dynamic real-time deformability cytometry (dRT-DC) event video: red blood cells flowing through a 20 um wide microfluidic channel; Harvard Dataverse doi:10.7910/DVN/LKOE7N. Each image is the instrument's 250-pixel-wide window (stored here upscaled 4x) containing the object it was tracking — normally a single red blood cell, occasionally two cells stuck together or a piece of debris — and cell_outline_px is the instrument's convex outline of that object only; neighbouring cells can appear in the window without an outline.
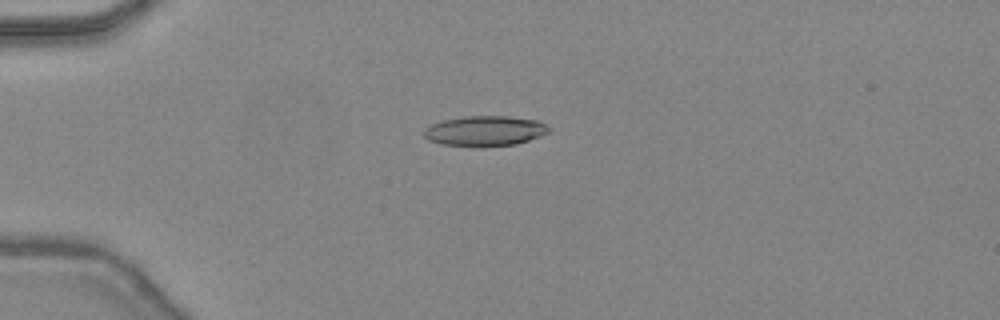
{"species": "common noctule bat (a hibernating species)", "species_latin": "Nyctalus noctula", "temperature_condition": "warm", "stored_images_in_passage": 41, "camera_frame_rate_fps": 3000, "um_per_image_px": 0.085, "animal": {"sex": "female", "body_mass_g": 24.6, "forearm_length_mm": 56.2}, "frame": {"image": 1, "passage_image": 7, "time_ms": 2.0, "image_size_px": [1000, 320], "cell_outline_px": [[552, 128], [548, 132], [540, 136], [516, 144], [480, 148], [476, 148], [440, 144], [428, 140], [424, 136], [424, 128], [432, 124], [444, 120], [464, 116], [508, 116], [540, 120]], "centroid_in_image_um": [41.23, 11.14], "position_along_channel_um": 43.8, "area_um2": 22.48}}
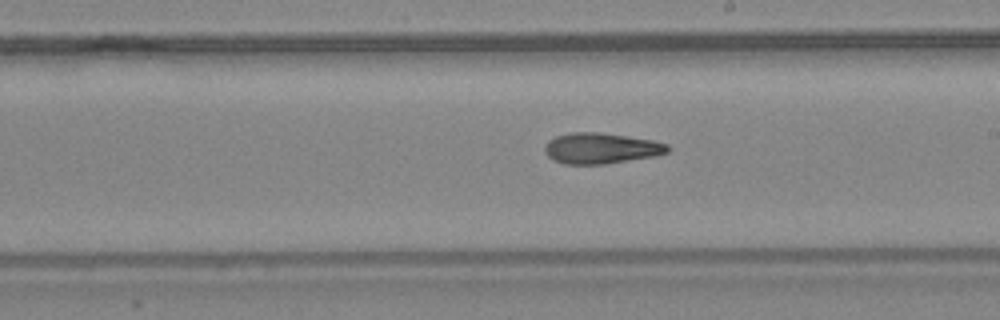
{"frame": {"image": 2, "passage_image": 22, "time_ms": 7.0, "image_size_px": [1000, 320], "cell_outline_px": [[668, 152], [656, 156], [604, 164], [564, 164], [552, 160], [544, 152], [544, 148], [548, 140], [556, 136], [572, 132], [596, 132], [652, 140], [668, 144]], "centroid_in_image_um": [51.05, 12.61], "position_along_channel_um": 238.0, "area_um2": 21.96}}
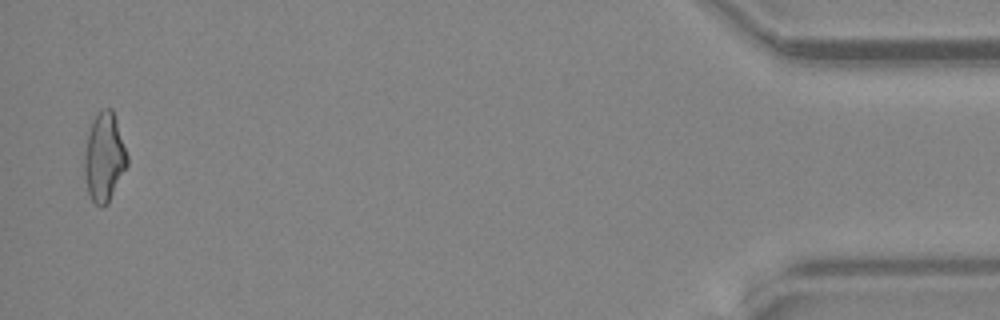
{"frame": {"image": 3, "passage_image": 40, "time_ms": 13.0, "image_size_px": [1000, 320], "cell_outline_px": [[128, 164], [108, 204], [100, 208], [92, 200], [88, 192], [84, 176], [84, 152], [88, 132], [92, 120], [104, 108], [112, 108], [128, 156]], "centroid_in_image_um": [8.85, 13.4], "position_along_channel_um": 426.3, "area_um2": 22.14}, "authors_computed_cell_mechanics": {"area_um2": 21.8484, "velocity_mm_per_s": 4.5105, "shape_relaxation_time_tau1_ms": null, "shape_relaxation_time_tau2_ms": 6.2273, "deformation_change_tau1": null, "deformation_change_tau2": 0.1914}}